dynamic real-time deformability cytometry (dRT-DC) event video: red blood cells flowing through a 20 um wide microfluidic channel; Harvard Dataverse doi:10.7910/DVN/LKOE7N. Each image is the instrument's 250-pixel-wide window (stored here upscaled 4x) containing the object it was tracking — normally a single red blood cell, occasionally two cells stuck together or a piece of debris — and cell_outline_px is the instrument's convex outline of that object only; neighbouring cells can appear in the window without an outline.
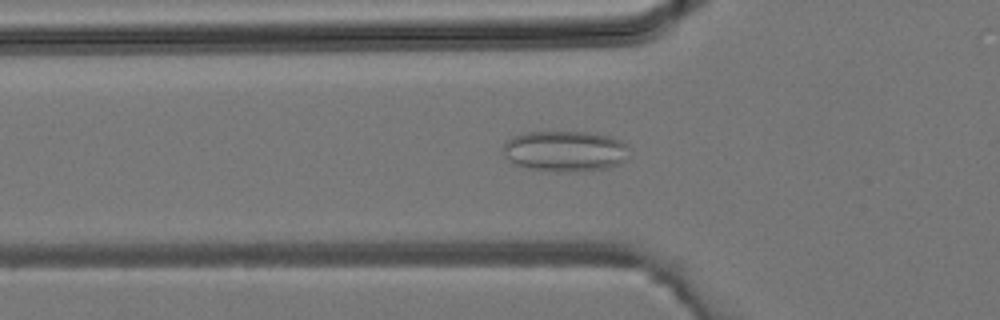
{"species": "common noctule bat (a hibernating species)", "species_latin": "Nyctalus noctula", "temperature_condition": "room temperature", "stored_images_in_passage": 30, "camera_frame_rate_fps": 3000, "um_per_image_px": 0.085, "animal": {"sex": "male", "body_mass_g": 19.2, "forearm_length_mm": 51.8}, "frame": {"image": 1, "passage_image": 7, "time_ms": 2.0, "image_size_px": [1000, 320], "cell_outline_px": [[628, 156], [620, 164], [608, 168], [568, 172], [556, 172], [528, 168], [512, 164], [504, 156], [504, 144], [512, 136], [524, 132], [588, 132], [608, 136], [620, 140], [624, 144]], "centroid_in_image_um": [47.98, 12.85], "position_along_channel_um": 77.8, "area_um2": 30.0}}
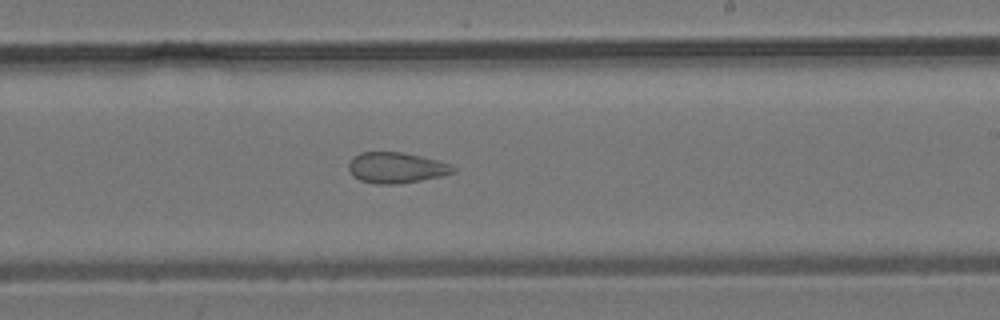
{"frame": {"image": 2, "passage_image": 17, "time_ms": 5.333, "image_size_px": [1000, 320], "cell_outline_px": [[456, 172], [440, 176], [420, 180], [396, 184], [376, 184], [360, 180], [352, 176], [348, 168], [348, 164], [352, 156], [360, 152], [404, 152], [436, 160], [448, 164], [456, 168]], "centroid_in_image_um": [33.63, 14.25], "position_along_channel_um": 255.4, "area_um2": 18.73}}
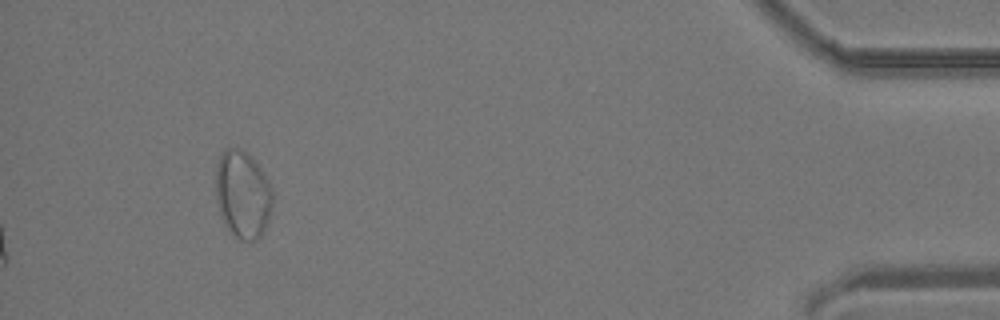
{"frame": {"image": 3, "passage_image": 30, "time_ms": 9.667, "image_size_px": [1000, 320], "cell_outline_px": [[272, 204], [268, 220], [260, 236], [256, 240], [240, 240], [228, 228], [220, 212], [216, 196], [216, 164], [224, 148], [240, 148], [248, 152], [252, 156], [268, 180], [272, 188]], "centroid_in_image_um": [20.63, 16.47], "position_along_channel_um": 414.6, "area_um2": 28.84}}